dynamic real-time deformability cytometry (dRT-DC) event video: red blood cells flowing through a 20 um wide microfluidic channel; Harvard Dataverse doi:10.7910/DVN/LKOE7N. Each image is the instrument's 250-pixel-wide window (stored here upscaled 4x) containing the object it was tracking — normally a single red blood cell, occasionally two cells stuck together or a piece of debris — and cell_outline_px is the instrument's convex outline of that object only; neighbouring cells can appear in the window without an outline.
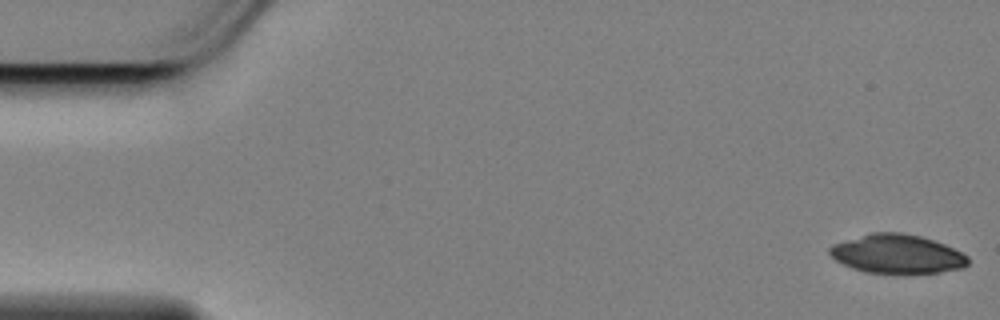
{"species": "Egyptian fruit bat (a non-hibernating species)", "species_latin": "Rousettus aegyptiacus", "temperature_condition": "cold", "stored_images_in_passage": 56, "camera_frame_rate_fps": 3000, "um_per_image_px": 0.085, "animal": {"sex": "female"}, "frame": {"image": 1, "passage_image": 1, "time_ms": 0.0, "image_size_px": [1000, 320], "cell_outline_px": [[968, 264], [964, 268], [940, 272], [864, 272], [852, 268], [836, 260], [828, 252], [828, 248], [832, 244], [872, 232], [900, 232], [920, 236], [944, 244], [968, 256]], "centroid_in_image_um": [76.24, 21.57], "position_along_channel_um": 8.8, "area_um2": 30.98}}
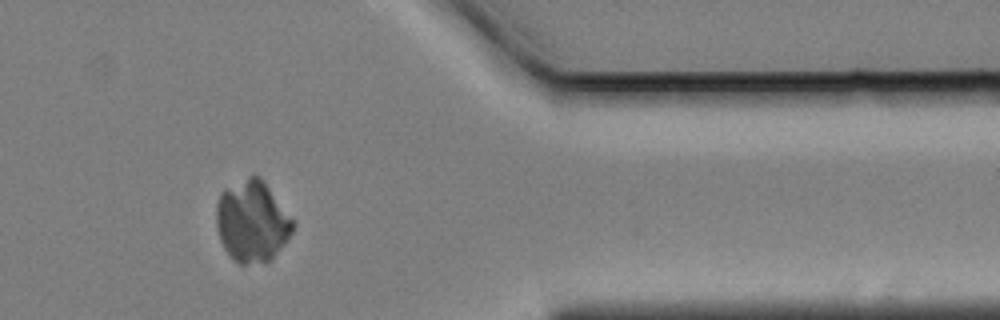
{"frame": {"image": 2, "passage_image": 47, "time_ms": 15.333, "image_size_px": [1000, 320], "cell_outline_px": [[296, 224], [292, 232], [284, 244], [272, 260], [244, 264], [240, 264], [224, 248], [220, 240], [216, 228], [216, 204], [220, 192], [224, 188], [252, 176], [256, 176], [268, 188]], "centroid_in_image_um": [21.4, 18.84], "position_along_channel_um": 390.0, "area_um2": 35.66}}